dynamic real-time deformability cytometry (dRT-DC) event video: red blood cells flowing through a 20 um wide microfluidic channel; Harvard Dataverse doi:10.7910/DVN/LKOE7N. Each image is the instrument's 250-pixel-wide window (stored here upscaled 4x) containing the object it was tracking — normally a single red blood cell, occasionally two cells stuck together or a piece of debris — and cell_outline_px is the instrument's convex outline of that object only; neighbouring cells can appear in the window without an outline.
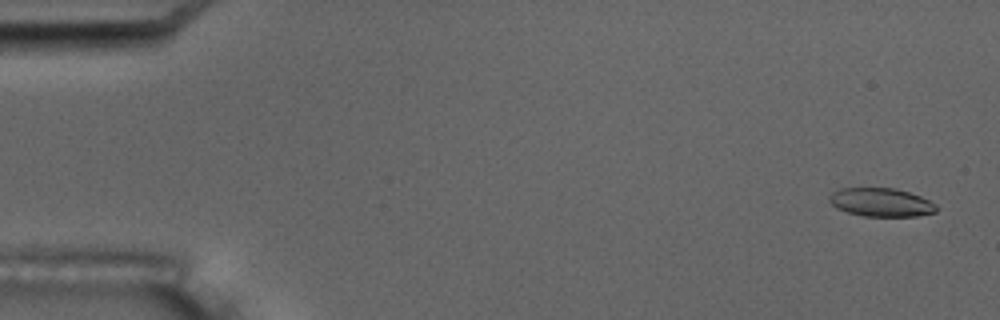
{"species": "common noctule bat (a hibernating species)", "species_latin": "Nyctalus noctula", "temperature_condition": "room temperature", "stored_images_in_passage": 5, "camera_frame_rate_fps": 3000, "um_per_image_px": 0.085, "animal": {"sex": "male", "body_mass_g": 17.5, "forearm_length_mm": 52.3}, "frame": {"image": 1, "passage_image": 1, "time_ms": 0.0, "image_size_px": [1000, 320], "cell_outline_px": [[940, 208], [936, 212], [916, 216], [864, 216], [848, 212], [836, 208], [828, 200], [828, 196], [832, 192], [840, 188], [896, 188], [920, 196], [936, 204]], "centroid_in_image_um": [74.89, 17.19], "position_along_channel_um": 10.1, "area_um2": 17.86}}